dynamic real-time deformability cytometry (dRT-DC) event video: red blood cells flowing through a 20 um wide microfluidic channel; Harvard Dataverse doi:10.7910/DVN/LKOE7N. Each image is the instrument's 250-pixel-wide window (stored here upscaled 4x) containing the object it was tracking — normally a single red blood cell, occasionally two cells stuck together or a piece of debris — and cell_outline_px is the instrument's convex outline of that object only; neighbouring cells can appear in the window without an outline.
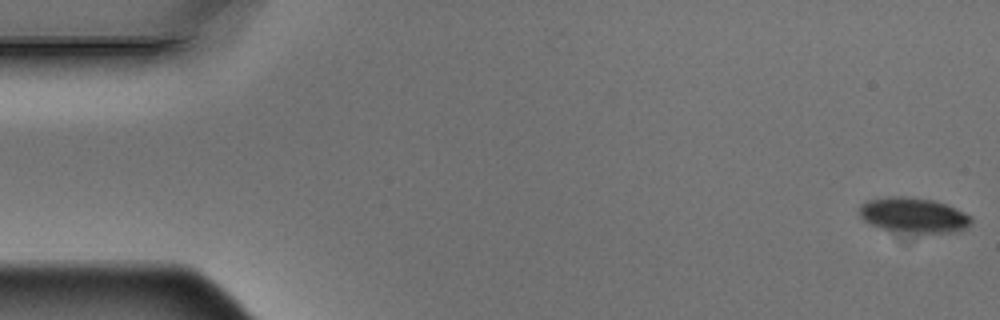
{"species": "Egyptian fruit bat (a non-hibernating species)", "species_latin": "Rousettus aegyptiacus", "temperature_condition": "warm", "stored_images_in_passage": 6, "camera_frame_rate_fps": 3000, "um_per_image_px": 0.085, "animal": {"sex": "male"}, "frame": {"image": 1, "passage_image": 1, "time_ms": 0.0, "image_size_px": [1000, 320], "cell_outline_px": [[972, 224], [968, 228], [960, 232], [916, 232], [880, 228], [864, 220], [860, 216], [860, 204], [868, 200], [888, 196], [904, 196], [932, 200], [944, 204], [964, 212], [972, 216]], "centroid_in_image_um": [77.69, 18.28], "position_along_channel_um": 7.3, "area_um2": 22.66}}
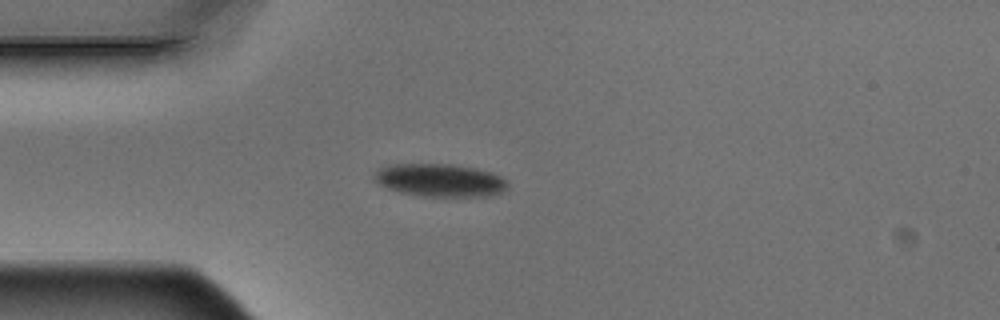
{"frame": {"image": 2, "passage_image": 4, "time_ms": 1.0, "image_size_px": [1000, 320], "cell_outline_px": [[508, 188], [504, 192], [488, 196], [424, 196], [400, 192], [388, 188], [380, 184], [372, 176], [372, 172], [388, 164], [456, 164], [476, 168], [492, 172], [500, 176], [508, 184]], "centroid_in_image_um": [37.4, 15.31], "position_along_channel_um": 47.6, "area_um2": 25.72}}
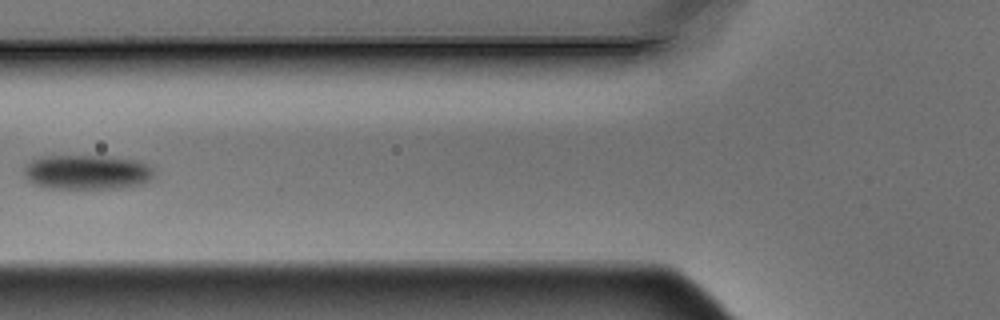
{"frame": {"image": 3, "passage_image": 6, "time_ms": 1.667, "image_size_px": [1000, 320], "cell_outline_px": [[152, 180], [144, 184], [124, 188], [48, 188], [32, 184], [28, 180], [24, 172], [24, 168], [32, 160], [44, 156], [104, 156], [136, 160], [152, 168]], "centroid_in_image_um": [7.4, 14.65], "position_along_channel_um": 118.4, "area_um2": 26.18}}